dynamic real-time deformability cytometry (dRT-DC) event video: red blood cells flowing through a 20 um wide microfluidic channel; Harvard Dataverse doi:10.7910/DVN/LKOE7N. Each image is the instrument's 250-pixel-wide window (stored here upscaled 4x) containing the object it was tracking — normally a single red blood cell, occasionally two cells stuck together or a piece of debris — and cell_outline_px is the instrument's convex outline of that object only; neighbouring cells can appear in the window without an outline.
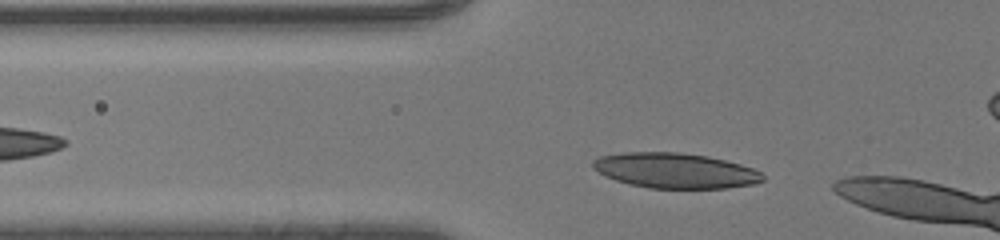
{"species": "human", "species_latin": "Homo sapiens", "temperature_condition": "room temperature", "stored_images_in_passage": 6, "camera_frame_rate_fps": 3000, "um_per_image_px": 0.085, "donor": {"sex": "male"}, "frame": {"image": 1, "passage_image": 2, "time_ms": 0.333, "image_size_px": [1000, 240], "cell_outline_px": [[764, 180], [752, 184], [728, 188], [648, 188], [628, 184], [616, 180], [592, 168], [592, 160], [600, 156], [624, 152], [680, 152], [708, 156], [740, 164], [752, 168], [760, 172], [764, 176]], "centroid_in_image_um": [57.38, 14.49], "position_along_channel_um": 68.4, "area_um2": 34.8}}